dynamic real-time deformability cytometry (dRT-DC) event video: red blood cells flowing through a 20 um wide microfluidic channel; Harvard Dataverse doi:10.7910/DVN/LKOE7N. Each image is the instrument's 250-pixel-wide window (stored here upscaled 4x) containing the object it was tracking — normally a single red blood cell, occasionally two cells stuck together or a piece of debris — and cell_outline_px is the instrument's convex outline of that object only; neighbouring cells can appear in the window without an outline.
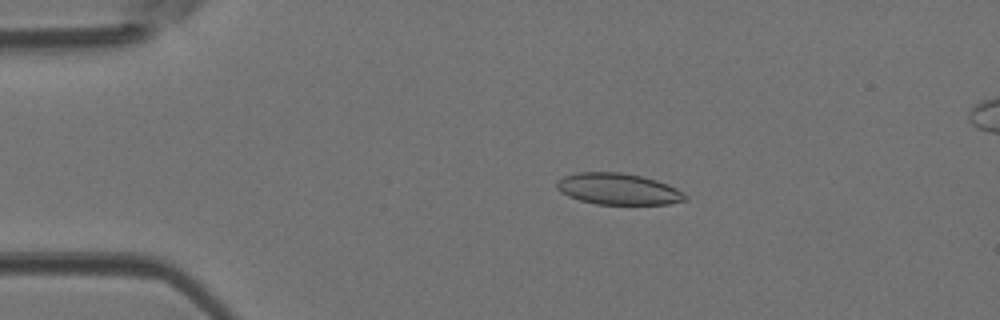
{"species": "Egyptian fruit bat (a non-hibernating species)", "species_latin": "Rousettus aegyptiacus", "temperature_condition": "room temperature", "stored_images_in_passage": 42, "segment_of_instrument_passage": [1, 2], "camera_frame_rate_fps": 3000, "um_per_image_px": 0.085, "animal": {"sex": "female"}, "frame": {"image": 1, "passage_image": 4, "time_ms": 1.0, "image_size_px": [1000, 320], "cell_outline_px": [[688, 200], [668, 204], [596, 204], [580, 200], [568, 196], [560, 192], [556, 188], [556, 180], [564, 176], [576, 172], [620, 172], [640, 176], [656, 180], [668, 184], [676, 188], [688, 196]], "centroid_in_image_um": [52.53, 16.06], "position_along_channel_um": 32.5, "area_um2": 23.58}}
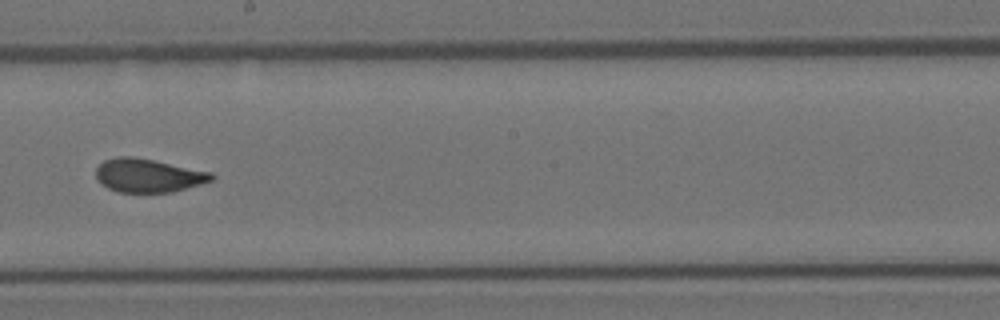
{"frame": {"image": 2, "passage_image": 21, "time_ms": 6.667, "image_size_px": [1000, 320], "cell_outline_px": [[216, 176], [212, 180], [200, 184], [172, 192], [120, 192], [108, 188], [96, 176], [96, 168], [104, 160], [116, 156], [132, 156], [212, 172]], "centroid_in_image_um": [12.61, 14.91], "position_along_channel_um": 235.6, "area_um2": 22.31}}
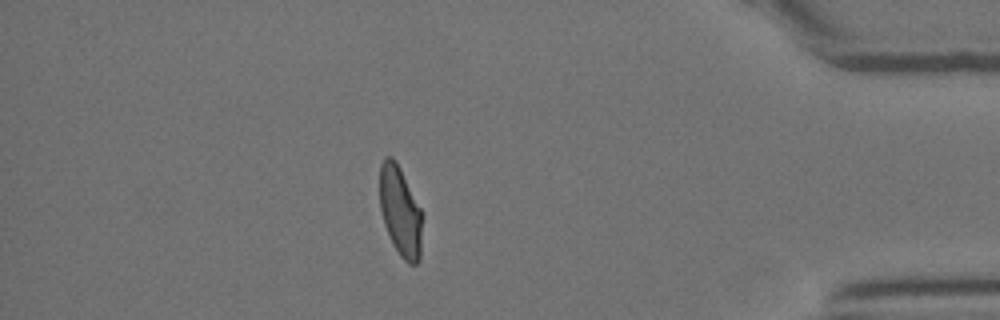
{"frame": {"image": 3, "passage_image": 35, "time_ms": 11.333, "image_size_px": [1000, 320], "cell_outline_px": [[424, 212], [420, 260], [416, 264], [408, 264], [400, 256], [392, 244], [384, 224], [380, 208], [380, 164], [384, 156], [392, 156], [396, 160]], "centroid_in_image_um": [34.06, 17.97], "position_along_channel_um": 401.1, "area_um2": 23.06}}